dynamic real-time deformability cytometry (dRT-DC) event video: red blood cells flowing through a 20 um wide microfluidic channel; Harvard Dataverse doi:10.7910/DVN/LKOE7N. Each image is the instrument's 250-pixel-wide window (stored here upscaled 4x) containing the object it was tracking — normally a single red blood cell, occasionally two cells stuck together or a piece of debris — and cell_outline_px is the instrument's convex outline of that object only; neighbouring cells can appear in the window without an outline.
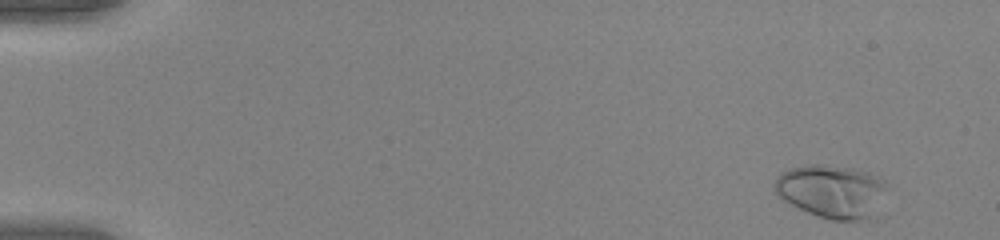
{"species": "human", "species_latin": "Homo sapiens", "temperature_condition": "warm", "stored_images_in_passage": 51, "camera_frame_rate_fps": 3000, "um_per_image_px": 0.085, "donor": {"sex": "female"}, "frame": {"image": 1, "passage_image": 2, "time_ms": 0.333, "image_size_px": [1000, 240], "cell_outline_px": [[888, 180], [884, 188], [868, 216], [860, 220], [832, 220], [816, 216], [776, 196], [772, 184], [776, 176], [792, 168], [808, 164], [824, 164], [852, 168], [868, 172]], "centroid_in_image_um": [70.58, 16.21], "position_along_channel_um": 14.4, "area_um2": 34.1}}
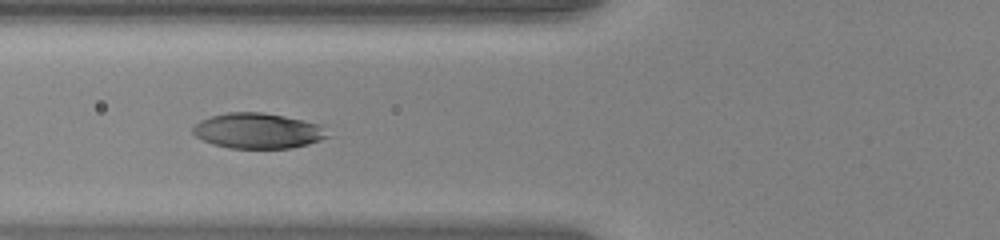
{"frame": {"image": 2, "passage_image": 20, "time_ms": 6.333, "image_size_px": [1000, 240], "cell_outline_px": [[332, 136], [308, 144], [292, 148], [228, 148], [212, 144], [196, 136], [192, 132], [192, 128], [200, 120], [212, 116], [228, 112], [260, 112], [284, 116], [324, 124]], "centroid_in_image_um": [21.99, 11.12], "position_along_channel_um": 103.8, "area_um2": 28.09}}
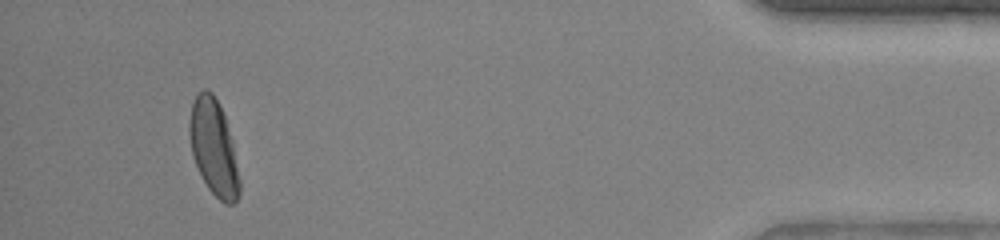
{"frame": {"image": 3, "passage_image": 48, "time_ms": 15.667, "image_size_px": [1000, 240], "cell_outline_px": [[240, 192], [236, 200], [232, 204], [224, 204], [208, 188], [192, 156], [188, 132], [188, 124], [192, 100], [196, 92], [204, 88], [212, 92], [224, 116], [232, 140], [240, 180]], "centroid_in_image_um": [18.14, 12.52], "position_along_channel_um": 417.1, "area_um2": 27.92}, "authors_computed_cell_mechanics": {"area_um2": 28.6688, "velocity_mm_per_s": 3.9837, "shape_relaxation_time_tau1_ms": 3.3267, "shape_relaxation_time_tau2_ms": 0.8582, "deformation_change_tau1": 0.187, "deformation_change_tau2": 0.0421}}